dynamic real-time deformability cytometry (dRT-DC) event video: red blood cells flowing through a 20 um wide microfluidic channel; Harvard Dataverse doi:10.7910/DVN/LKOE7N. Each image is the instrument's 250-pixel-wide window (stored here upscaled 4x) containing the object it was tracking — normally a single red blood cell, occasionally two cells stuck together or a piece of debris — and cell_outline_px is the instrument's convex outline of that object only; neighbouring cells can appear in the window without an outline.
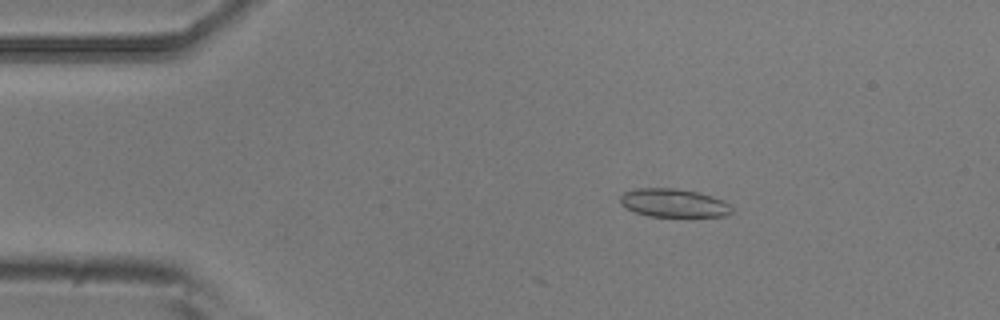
{"species": "common noctule bat (a hibernating species)", "species_latin": "Nyctalus noctula", "temperature_condition": "room temperature", "stored_images_in_passage": 7, "camera_frame_rate_fps": 3000, "um_per_image_px": 0.085, "animal": {"sex": "male", "body_mass_g": 20.5, "forearm_length_mm": 52.5}, "frame": {"image": 1, "passage_image": 3, "time_ms": 0.667, "image_size_px": [1000, 320], "cell_outline_px": [[732, 212], [728, 216], [648, 216], [636, 212], [620, 204], [620, 196], [624, 192], [636, 188], [676, 188], [700, 192], [724, 200], [732, 208]], "centroid_in_image_um": [57.28, 17.24], "position_along_channel_um": 27.7, "area_um2": 18.5}}
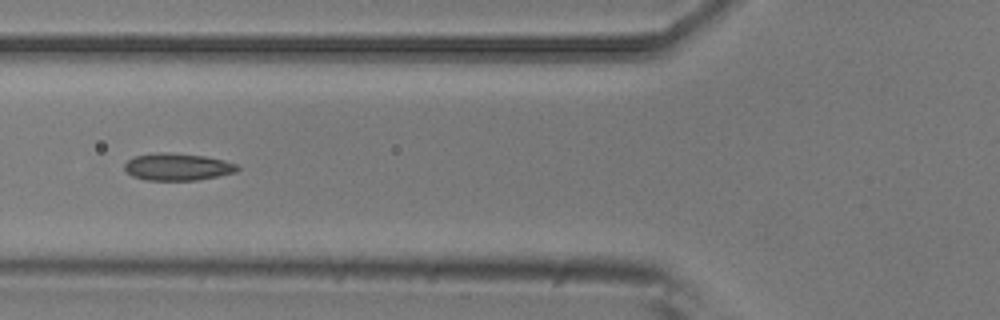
{"frame": {"image": 2, "passage_image": 6, "time_ms": 1.667, "image_size_px": [1000, 320], "cell_outline_px": [[240, 168], [236, 172], [220, 176], [196, 180], [148, 180], [132, 176], [124, 168], [124, 164], [128, 160], [136, 156], [156, 152], [168, 152], [204, 156], [236, 164]], "centroid_in_image_um": [15.08, 14.18], "position_along_channel_um": 110.7, "area_um2": 17.74}}
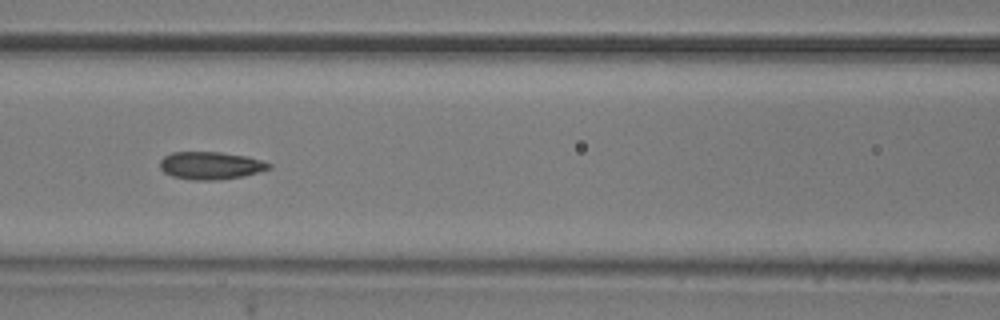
{"frame": {"image": 3, "passage_image": 7, "time_ms": 2.0, "image_size_px": [1000, 320], "cell_outline_px": [[272, 168], [244, 176], [220, 180], [192, 180], [172, 176], [164, 172], [160, 168], [160, 160], [164, 156], [172, 152], [220, 152], [248, 156], [272, 164]], "centroid_in_image_um": [17.91, 14.07], "position_along_channel_um": 148.7, "area_um2": 17.69}}